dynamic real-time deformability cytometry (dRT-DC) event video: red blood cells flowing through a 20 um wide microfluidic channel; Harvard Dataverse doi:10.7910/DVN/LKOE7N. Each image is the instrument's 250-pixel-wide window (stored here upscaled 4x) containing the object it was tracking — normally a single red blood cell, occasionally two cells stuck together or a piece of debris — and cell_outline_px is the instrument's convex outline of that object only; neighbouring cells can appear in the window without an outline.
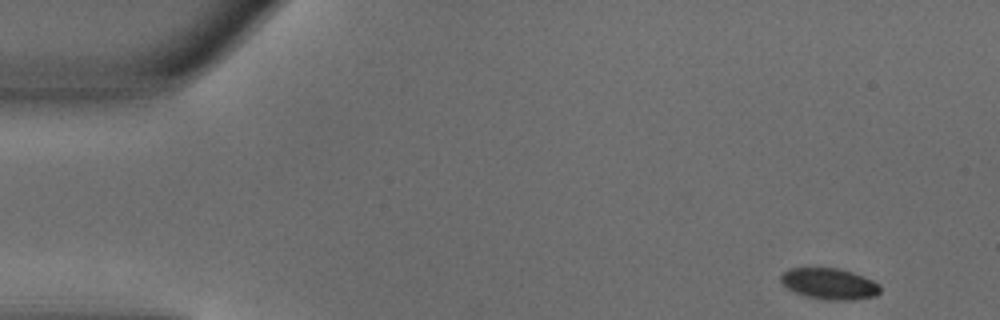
{"species": "common noctule bat (a hibernating species)", "species_latin": "Nyctalus noctula", "temperature_condition": "warm", "stored_images_in_passage": 47, "camera_frame_rate_fps": 3000, "um_per_image_px": 0.085, "animal": {"sex": "male", "body_mass_g": 18.8}, "frame": {"image": 1, "passage_image": 1, "time_ms": 0.0, "image_size_px": [1000, 320], "cell_outline_px": [[880, 292], [876, 296], [852, 300], [824, 300], [808, 296], [796, 292], [788, 288], [780, 280], [780, 276], [788, 268], [836, 268], [852, 272], [864, 276], [880, 284]], "centroid_in_image_um": [70.53, 24.12], "position_along_channel_um": 14.5, "area_um2": 17.98}}
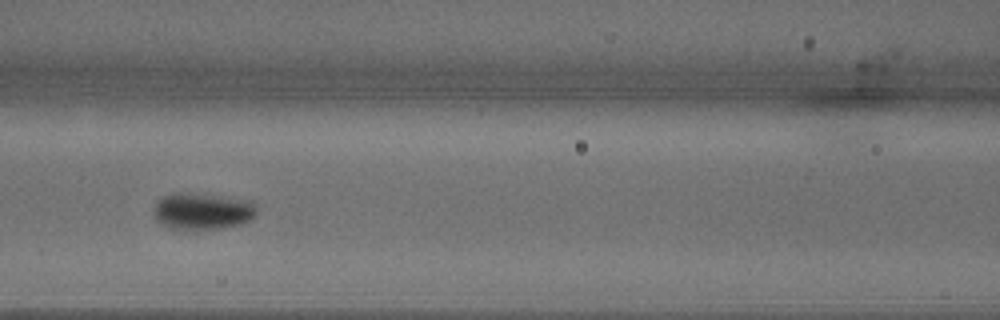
{"frame": {"image": 2, "passage_image": 19, "time_ms": 6.0, "image_size_px": [1000, 320], "cell_outline_px": [[256, 216], [252, 220], [240, 224], [220, 228], [164, 228], [156, 220], [152, 212], [156, 204], [164, 196], [176, 192], [180, 192], [216, 196], [248, 200], [256, 208]], "centroid_in_image_um": [17.17, 17.96], "position_along_channel_um": 149.4, "area_um2": 21.68}}
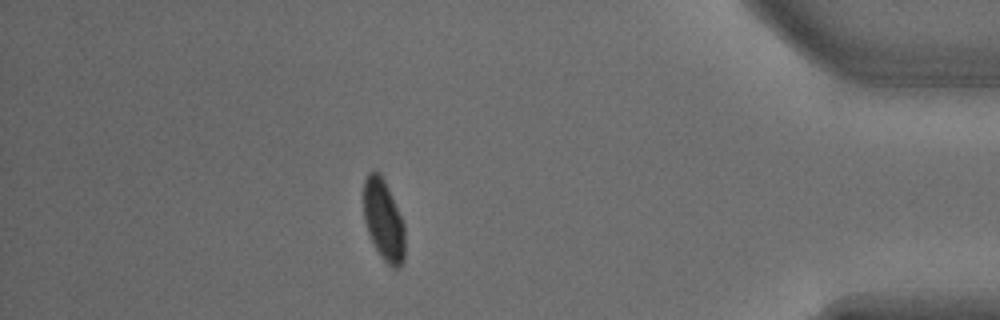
{"frame": {"image": 3, "passage_image": 41, "time_ms": 13.333, "image_size_px": [1000, 320], "cell_outline_px": [[404, 260], [400, 268], [392, 268], [380, 256], [368, 232], [364, 220], [364, 180], [368, 172], [376, 168], [380, 172], [388, 188], [404, 224]], "centroid_in_image_um": [32.6, 18.69], "position_along_channel_um": 402.6, "area_um2": 19.48}, "authors_computed_cell_mechanics": {"area_um2": 19.5942, "velocity_mm_per_s": 4.0336, "shape_relaxation_time_tau1_ms": 4.3314, "shape_relaxation_time_tau2_ms": null, "deformation_change_tau1": 0.1365, "deformation_change_tau2": null}}